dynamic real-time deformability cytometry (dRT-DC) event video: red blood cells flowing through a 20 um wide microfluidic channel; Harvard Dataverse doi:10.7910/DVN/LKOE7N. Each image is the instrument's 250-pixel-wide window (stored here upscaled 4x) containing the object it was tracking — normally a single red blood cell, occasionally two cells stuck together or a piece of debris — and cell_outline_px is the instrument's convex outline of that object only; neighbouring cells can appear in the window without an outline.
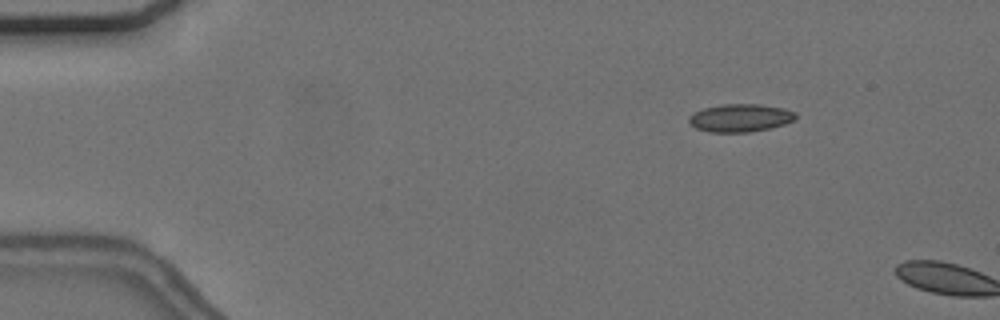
{"species": "common noctule bat (a hibernating species)", "species_latin": "Nyctalus noctula", "temperature_condition": "cold", "stored_images_in_passage": 3, "camera_frame_rate_fps": 3000, "um_per_image_px": 0.085, "animal": {"sex": "female", "body_mass_g": 24.6, "forearm_length_mm": 56.2}, "frame": {"image": 1, "passage_image": 1, "time_ms": 0.0, "image_size_px": [1000, 320], "cell_outline_px": [[796, 120], [772, 128], [752, 132], [708, 132], [696, 128], [688, 124], [688, 116], [704, 108], [720, 104], [760, 104], [784, 108], [796, 112]], "centroid_in_image_um": [62.93, 10.02], "position_along_channel_um": 22.1, "area_um2": 17.63}}